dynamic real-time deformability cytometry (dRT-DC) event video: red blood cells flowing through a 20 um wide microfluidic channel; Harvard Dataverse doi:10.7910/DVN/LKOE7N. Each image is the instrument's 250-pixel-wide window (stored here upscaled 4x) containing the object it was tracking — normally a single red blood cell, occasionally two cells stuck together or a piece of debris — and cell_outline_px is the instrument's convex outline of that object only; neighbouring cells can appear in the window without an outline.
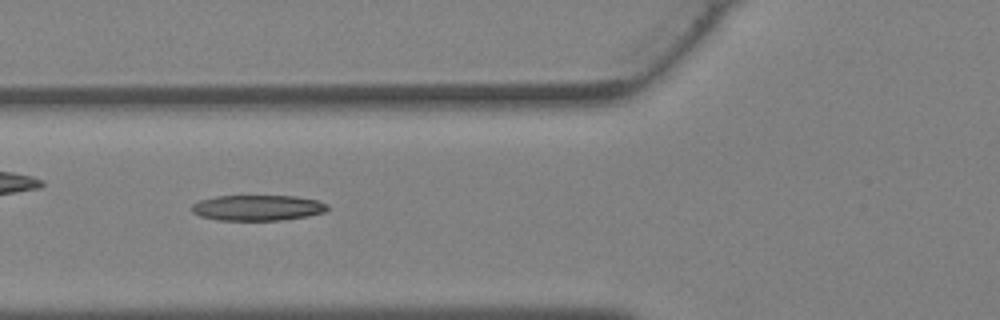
{"species": "Egyptian fruit bat (a non-hibernating species)", "species_latin": "Rousettus aegyptiacus", "temperature_condition": "warm", "stored_images_in_passage": 34, "camera_frame_rate_fps": 3000, "um_per_image_px": 0.085, "animal": {"sex": "female"}, "frame": {"image": 1, "passage_image": 10, "time_ms": 3.0, "image_size_px": [1000, 320], "cell_outline_px": [[328, 208], [324, 212], [308, 216], [280, 220], [220, 220], [200, 216], [192, 212], [192, 204], [200, 200], [216, 196], [296, 196], [316, 200], [328, 204]], "centroid_in_image_um": [21.9, 17.66], "position_along_channel_um": 103.9, "area_um2": 20.17}}
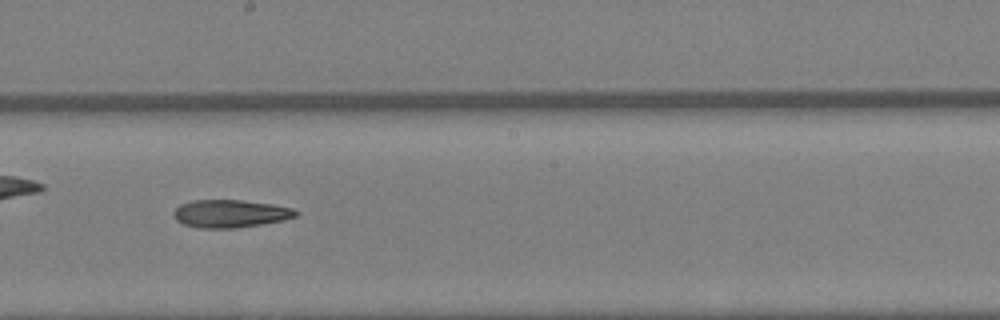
{"frame": {"image": 2, "passage_image": 17, "time_ms": 5.333, "image_size_px": [1000, 320], "cell_outline_px": [[300, 212], [296, 216], [284, 220], [260, 224], [232, 228], [200, 228], [184, 224], [176, 220], [172, 212], [180, 204], [192, 200], [240, 200], [272, 204], [292, 208]], "centroid_in_image_um": [19.56, 18.15], "position_along_channel_um": 228.6, "area_um2": 19.71}}
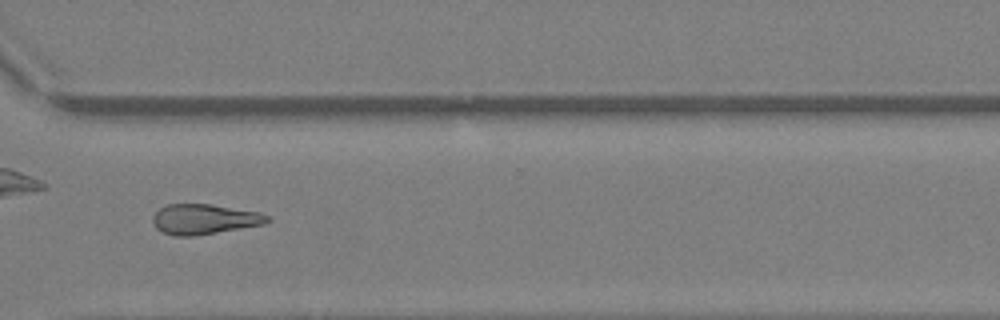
{"frame": {"image": 3, "passage_image": 24, "time_ms": 7.667, "image_size_px": [1000, 320], "cell_outline_px": [[272, 220], [264, 224], [192, 236], [172, 236], [156, 228], [152, 220], [152, 216], [160, 208], [168, 204], [212, 204], [260, 212], [272, 216]], "centroid_in_image_um": [17.39, 18.62], "position_along_channel_um": 353.2, "area_um2": 20.17}}